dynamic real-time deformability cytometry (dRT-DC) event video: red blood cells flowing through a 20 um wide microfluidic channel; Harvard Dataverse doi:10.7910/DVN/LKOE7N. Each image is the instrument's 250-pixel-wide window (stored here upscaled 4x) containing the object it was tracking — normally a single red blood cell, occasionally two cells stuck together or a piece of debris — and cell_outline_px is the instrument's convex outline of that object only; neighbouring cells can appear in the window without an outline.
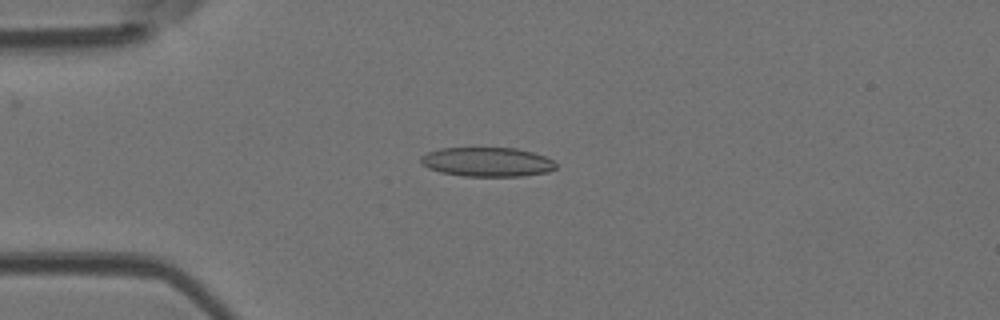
{"species": "Egyptian fruit bat (a non-hibernating species)", "species_latin": "Rousettus aegyptiacus", "temperature_condition": "room temperature", "stored_images_in_passage": 5, "camera_frame_rate_fps": 3000, "um_per_image_px": 0.085, "animal": {"sex": "female"}, "frame": {"image": 1, "passage_image": 3, "time_ms": 0.667, "image_size_px": [1000, 320], "cell_outline_px": [[556, 168], [548, 172], [520, 176], [464, 176], [440, 172], [428, 168], [420, 164], [420, 156], [428, 152], [440, 148], [516, 148], [532, 152], [544, 156], [552, 160], [556, 164]], "centroid_in_image_um": [41.38, 13.76], "position_along_channel_um": 43.6, "area_um2": 23.06}}
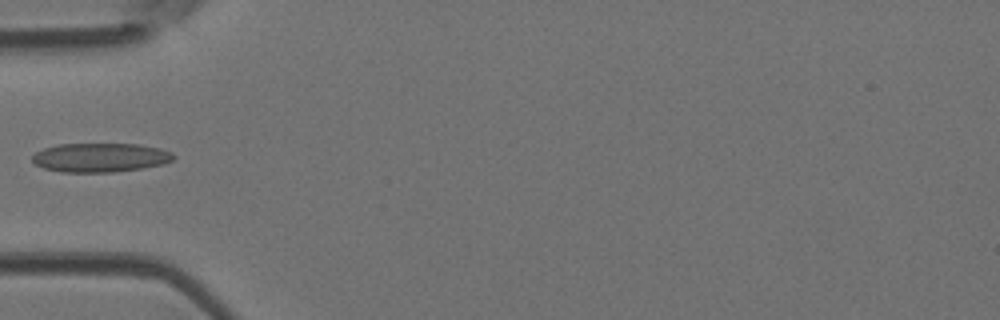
{"frame": {"image": 2, "passage_image": 4, "time_ms": 1.0, "image_size_px": [1000, 320], "cell_outline_px": [[176, 156], [172, 160], [164, 164], [140, 168], [112, 172], [64, 172], [44, 168], [36, 164], [32, 160], [32, 156], [36, 152], [44, 148], [60, 144], [140, 144], [160, 148], [172, 152]], "centroid_in_image_um": [8.55, 13.38], "position_along_channel_um": 76.5, "area_um2": 23.81}}
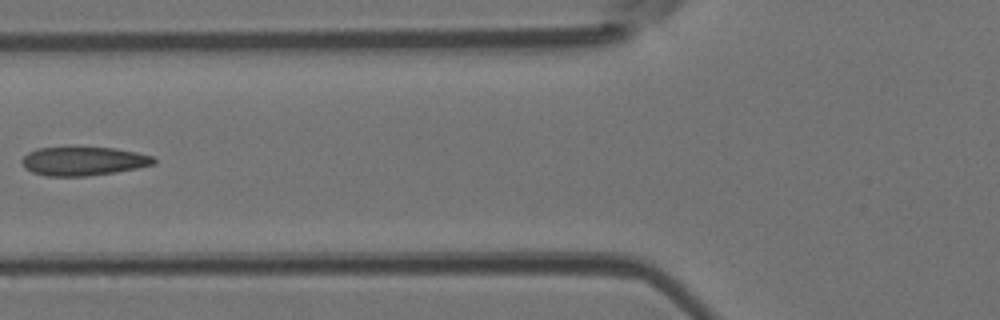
{"frame": {"image": 3, "passage_image": 5, "time_ms": 1.333, "image_size_px": [1000, 320], "cell_outline_px": [[156, 164], [116, 172], [88, 176], [48, 176], [32, 172], [24, 168], [20, 160], [28, 152], [36, 148], [112, 148], [136, 152], [152, 156], [156, 160]], "centroid_in_image_um": [7.07, 13.71], "position_along_channel_um": 118.7, "area_um2": 21.96}}